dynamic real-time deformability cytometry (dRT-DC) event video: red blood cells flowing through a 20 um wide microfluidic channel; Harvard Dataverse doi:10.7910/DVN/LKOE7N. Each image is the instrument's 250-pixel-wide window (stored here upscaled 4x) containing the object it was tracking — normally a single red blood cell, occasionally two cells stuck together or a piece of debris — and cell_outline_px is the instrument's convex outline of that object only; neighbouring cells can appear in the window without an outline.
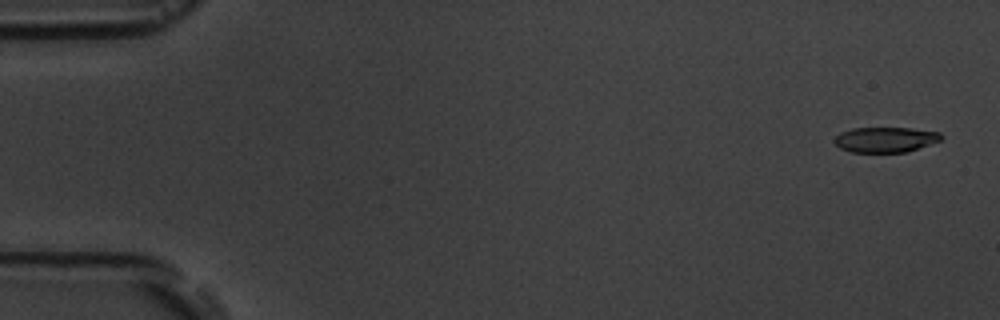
{"species": "common noctule bat (a hibernating species)", "species_latin": "Nyctalus noctula", "temperature_condition": "room temperature", "stored_images_in_passage": 5, "camera_frame_rate_fps": 3000, "um_per_image_px": 0.085, "animal": {"sex": "male", "body_mass_g": 19.5, "forearm_length_mm": 54.6}, "frame": {"image": 1, "passage_image": 1, "time_ms": 0.0, "image_size_px": [1000, 320], "cell_outline_px": [[944, 136], [940, 140], [908, 152], [852, 152], [840, 148], [832, 140], [840, 132], [852, 128], [912, 128], [940, 132]], "centroid_in_image_um": [75.25, 11.86], "position_along_channel_um": 9.7, "area_um2": 15.78}}